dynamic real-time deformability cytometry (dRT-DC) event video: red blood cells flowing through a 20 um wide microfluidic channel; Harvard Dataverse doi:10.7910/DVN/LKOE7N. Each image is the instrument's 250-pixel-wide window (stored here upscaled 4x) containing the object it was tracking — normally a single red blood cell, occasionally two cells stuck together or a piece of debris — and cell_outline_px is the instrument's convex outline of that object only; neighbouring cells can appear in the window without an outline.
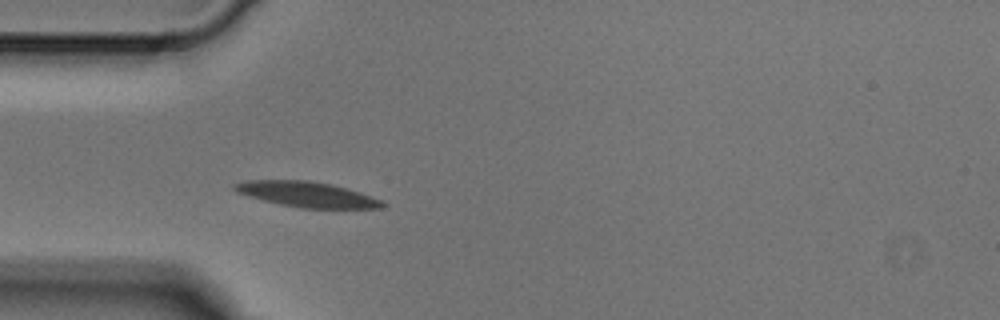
{"species": "Egyptian fruit bat (a non-hibernating species)", "species_latin": "Rousettus aegyptiacus", "temperature_condition": "cold", "stored_images_in_passage": 1, "camera_frame_rate_fps": 3000, "um_per_image_px": 0.085, "animal": {"sex": "male"}, "frame": {"image": 1, "passage_image": 1, "time_ms": 0.0, "image_size_px": [1000, 320], "cell_outline_px": [[384, 204], [380, 208], [300, 208], [280, 204], [248, 196], [236, 192], [232, 188], [232, 184], [244, 180], [308, 180], [332, 184], [380, 200]], "centroid_in_image_um": [25.96, 16.51], "position_along_channel_um": 59.0, "area_um2": 21.5}}